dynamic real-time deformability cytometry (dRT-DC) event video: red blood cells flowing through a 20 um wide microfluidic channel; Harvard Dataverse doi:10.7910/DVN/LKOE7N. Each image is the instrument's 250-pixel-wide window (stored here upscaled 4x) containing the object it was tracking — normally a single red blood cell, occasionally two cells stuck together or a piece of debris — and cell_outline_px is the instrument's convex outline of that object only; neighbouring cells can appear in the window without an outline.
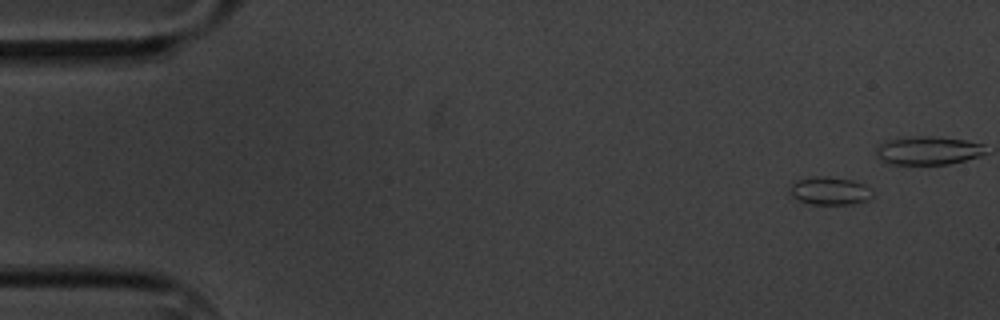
{"species": "common noctule bat (a hibernating species)", "species_latin": "Nyctalus noctula", "temperature_condition": "cold", "stored_images_in_passage": 6, "camera_frame_rate_fps": 3000, "um_per_image_px": 0.085, "animal": {"sex": "male", "body_mass_g": 20.1, "forearm_length_mm": 53.5}, "frame": {"image": 1, "passage_image": 1, "time_ms": 0.0, "image_size_px": [1000, 320], "cell_outline_px": [[872, 196], [868, 200], [852, 204], [808, 204], [792, 196], [792, 184], [796, 180], [812, 176], [824, 176], [852, 180], [864, 184], [872, 188]], "centroid_in_image_um": [70.57, 16.22], "position_along_channel_um": 14.4, "area_um2": 13.41}}
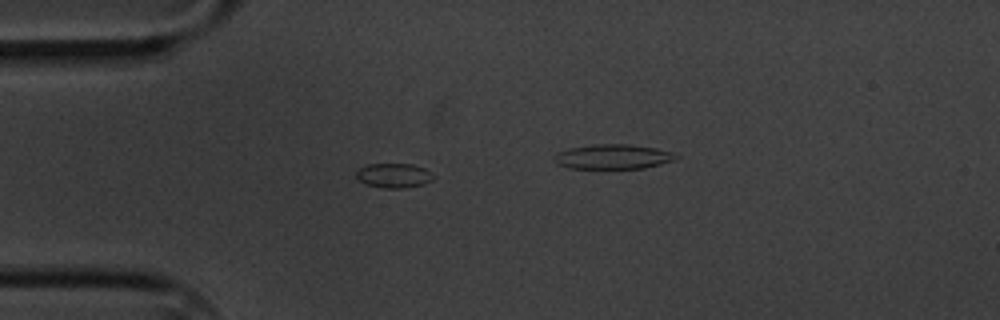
{"frame": {"image": 2, "passage_image": 4, "time_ms": 3.667, "image_size_px": [1000, 320], "cell_outline_px": [[436, 176], [432, 180], [424, 184], [404, 188], [384, 188], [368, 184], [360, 180], [356, 176], [356, 172], [360, 168], [368, 164], [412, 164], [424, 168], [432, 172]], "centroid_in_image_um": [33.53, 14.91], "position_along_channel_um": 51.5, "area_um2": 10.98}}